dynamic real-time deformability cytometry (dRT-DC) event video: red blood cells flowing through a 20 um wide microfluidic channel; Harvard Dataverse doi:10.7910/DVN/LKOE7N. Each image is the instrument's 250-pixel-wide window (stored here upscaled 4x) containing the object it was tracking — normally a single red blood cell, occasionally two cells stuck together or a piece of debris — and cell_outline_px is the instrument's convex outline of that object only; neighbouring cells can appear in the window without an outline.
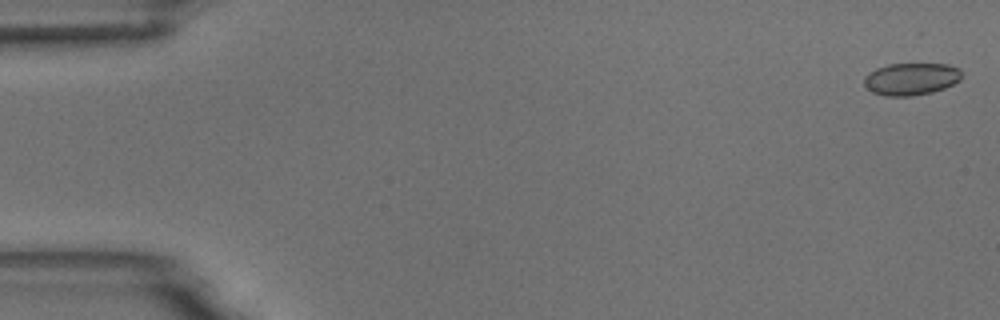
{"species": "common noctule bat (a hibernating species)", "species_latin": "Nyctalus noctula", "temperature_condition": "room temperature", "stored_images_in_passage": 6, "camera_frame_rate_fps": 3000, "um_per_image_px": 0.085, "animal": {"sex": "male", "body_mass_g": 18.8}, "frame": {"image": 1, "passage_image": 1, "time_ms": 0.0, "image_size_px": [1000, 320], "cell_outline_px": [[960, 80], [944, 88], [932, 92], [912, 96], [884, 96], [872, 92], [864, 84], [864, 76], [868, 72], [876, 68], [888, 64], [948, 64], [960, 68]], "centroid_in_image_um": [77.42, 6.71], "position_along_channel_um": 7.6, "area_um2": 18.38}}
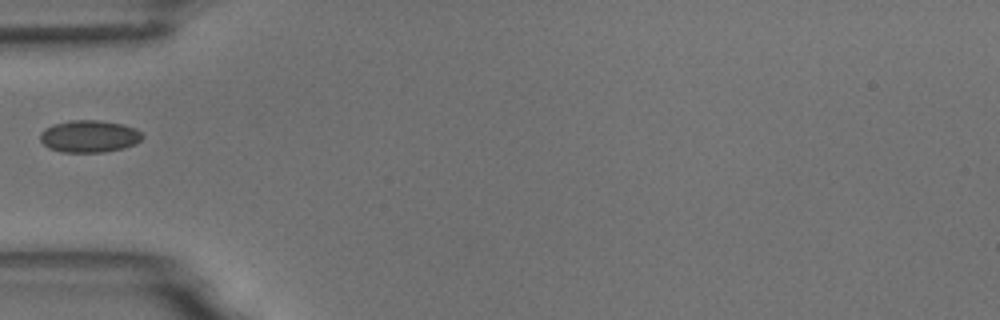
{"frame": {"image": 2, "passage_image": 5, "time_ms": 5.667, "image_size_px": [1000, 320], "cell_outline_px": [[144, 136], [136, 144], [124, 148], [104, 152], [60, 152], [48, 148], [40, 140], [40, 132], [44, 128], [52, 124], [68, 120], [100, 120], [120, 124], [136, 128]], "centroid_in_image_um": [7.56, 11.58], "position_along_channel_um": 77.4, "area_um2": 19.36}}